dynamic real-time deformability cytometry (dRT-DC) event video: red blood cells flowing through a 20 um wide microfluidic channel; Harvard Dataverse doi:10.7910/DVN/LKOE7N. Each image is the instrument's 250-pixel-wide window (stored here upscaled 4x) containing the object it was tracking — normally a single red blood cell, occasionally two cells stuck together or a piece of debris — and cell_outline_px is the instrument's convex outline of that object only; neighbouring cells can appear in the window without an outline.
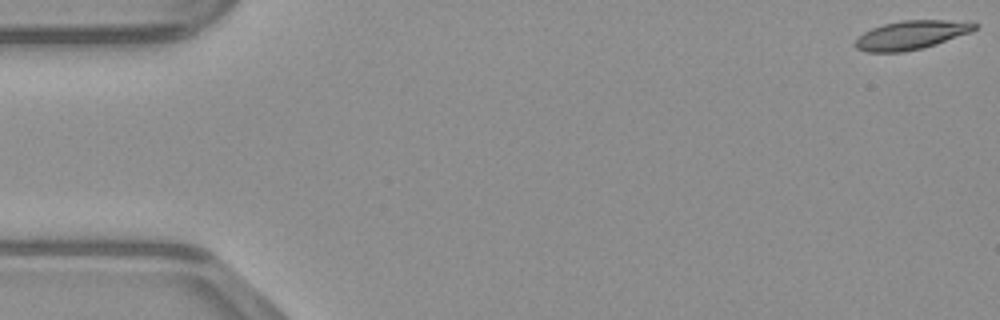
{"species": "common noctule bat (a hibernating species)", "species_latin": "Nyctalus noctula", "temperature_condition": "warm", "stored_images_in_passage": 48, "camera_frame_rate_fps": 3000, "um_per_image_px": 0.085, "animal": {"sex": "male", "body_mass_g": 23.1, "forearm_length_mm": 52.7}, "frame": {"image": 1, "passage_image": 1, "time_ms": 0.0, "image_size_px": [1000, 320], "cell_outline_px": [[980, 24], [972, 32], [924, 48], [904, 52], [868, 52], [856, 48], [852, 44], [864, 32], [872, 28], [884, 24], [900, 20], [972, 20]], "centroid_in_image_um": [77.53, 2.96], "position_along_channel_um": 7.5, "area_um2": 20.4}}
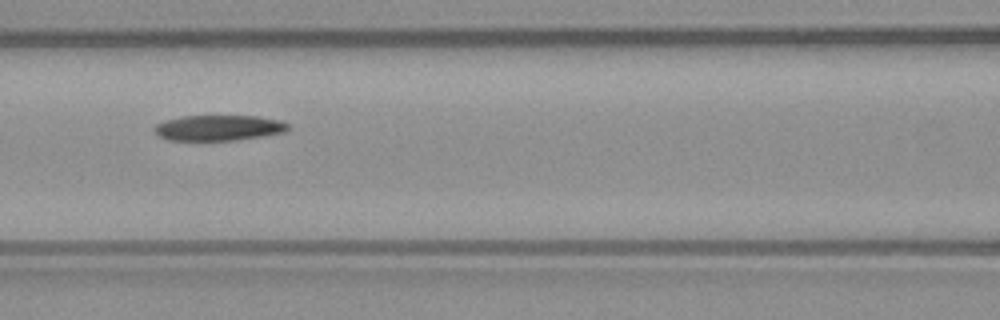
{"frame": {"image": 2, "passage_image": 21, "time_ms": 6.667, "image_size_px": [1000, 320], "cell_outline_px": [[292, 128], [284, 132], [264, 136], [236, 140], [168, 140], [160, 136], [152, 128], [156, 124], [164, 120], [180, 116], [256, 116], [280, 120], [288, 124]], "centroid_in_image_um": [18.59, 10.86], "position_along_channel_um": 148.0, "area_um2": 20.0}}
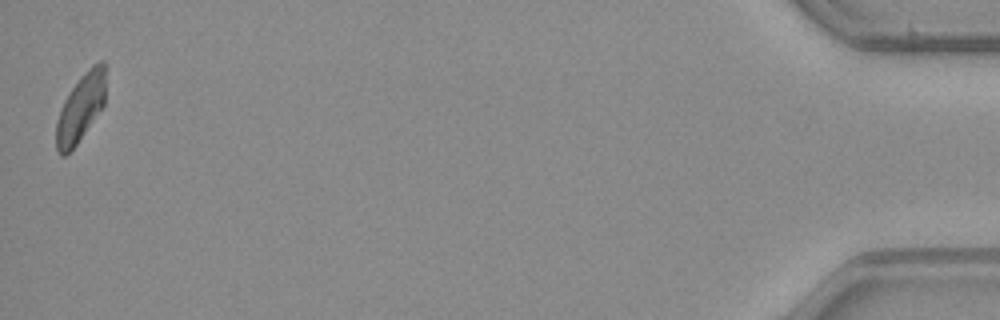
{"frame": {"image": 3, "passage_image": 48, "time_ms": 15.667, "image_size_px": [1000, 320], "cell_outline_px": [[104, 104], [76, 144], [64, 156], [60, 156], [56, 148], [56, 120], [64, 100], [72, 88], [84, 72], [92, 64], [100, 60], [104, 60]], "centroid_in_image_um": [6.82, 9.16], "position_along_channel_um": 428.4, "area_um2": 19.02}}